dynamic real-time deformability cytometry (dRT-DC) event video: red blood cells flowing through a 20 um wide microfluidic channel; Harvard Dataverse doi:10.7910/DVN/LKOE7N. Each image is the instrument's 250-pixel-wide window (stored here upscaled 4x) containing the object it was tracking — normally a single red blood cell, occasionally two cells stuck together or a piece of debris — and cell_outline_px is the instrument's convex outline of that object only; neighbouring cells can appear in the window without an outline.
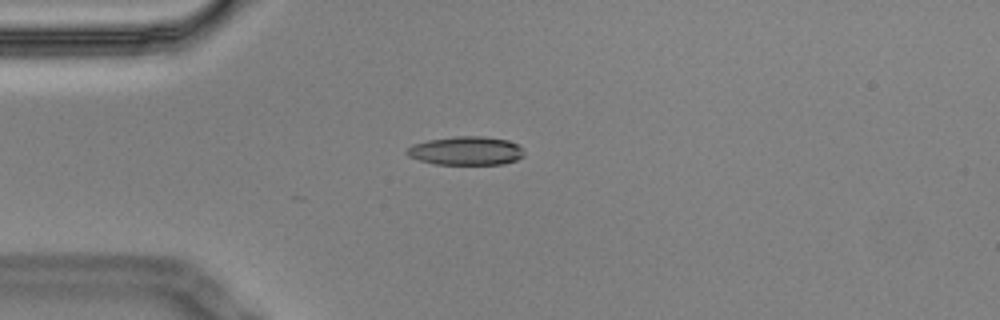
{"species": "Egyptian fruit bat (a non-hibernating species)", "species_latin": "Rousettus aegyptiacus", "temperature_condition": "cold", "stored_images_in_passage": 6, "camera_frame_rate_fps": 3000, "um_per_image_px": 0.085, "animal": {"sex": "male"}, "frame": {"image": 1, "passage_image": 5, "time_ms": 1.333, "image_size_px": [1000, 320], "cell_outline_px": [[524, 156], [516, 160], [504, 164], [436, 164], [420, 160], [408, 156], [404, 152], [412, 144], [428, 140], [456, 136], [484, 136], [508, 140], [516, 144], [524, 152]], "centroid_in_image_um": [39.6, 12.81], "position_along_channel_um": 45.4, "area_um2": 19.54}}
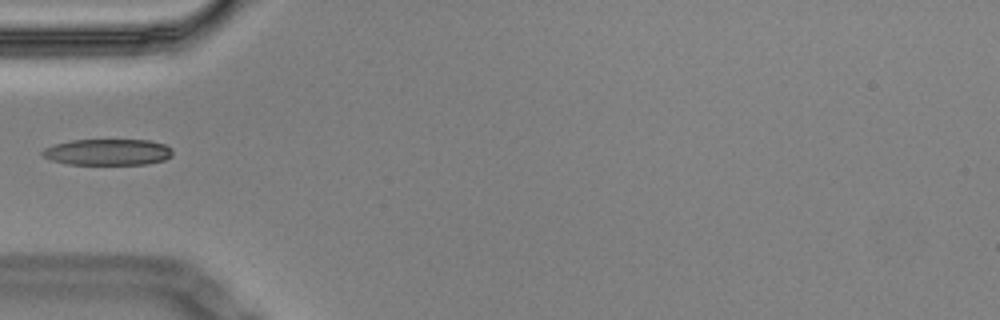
{"frame": {"image": 2, "passage_image": 6, "time_ms": 1.667, "image_size_px": [1000, 320], "cell_outline_px": [[172, 156], [164, 160], [148, 164], [68, 164], [52, 160], [44, 156], [40, 152], [44, 148], [56, 144], [72, 140], [152, 140], [164, 144], [172, 148]], "centroid_in_image_um": [9.2, 12.92], "position_along_channel_um": 75.8, "area_um2": 19.88}}